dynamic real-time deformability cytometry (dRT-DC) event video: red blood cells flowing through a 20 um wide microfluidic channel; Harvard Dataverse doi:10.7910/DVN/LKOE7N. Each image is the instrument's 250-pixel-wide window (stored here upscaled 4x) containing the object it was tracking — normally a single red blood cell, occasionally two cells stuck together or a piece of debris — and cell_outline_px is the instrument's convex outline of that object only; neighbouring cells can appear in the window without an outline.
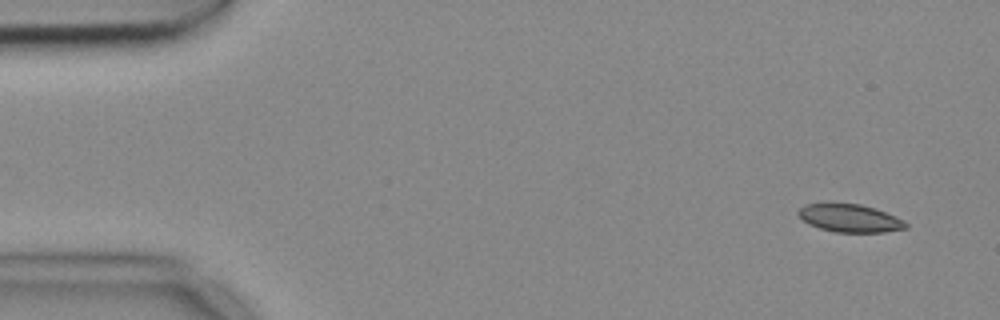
{"species": "common noctule bat (a hibernating species)", "species_latin": "Nyctalus noctula", "temperature_condition": "cold", "stored_images_in_passage": 10, "camera_frame_rate_fps": 3000, "um_per_image_px": 0.085, "animal": {"sex": "female", "body_mass_g": 18.4}, "frame": {"image": 1, "passage_image": 1, "time_ms": 0.0, "image_size_px": [1000, 320], "cell_outline_px": [[908, 228], [884, 232], [836, 232], [820, 228], [808, 224], [796, 212], [804, 204], [860, 204], [896, 216], [904, 220], [908, 224]], "centroid_in_image_um": [72.26, 18.56], "position_along_channel_um": 12.7, "area_um2": 17.22}}
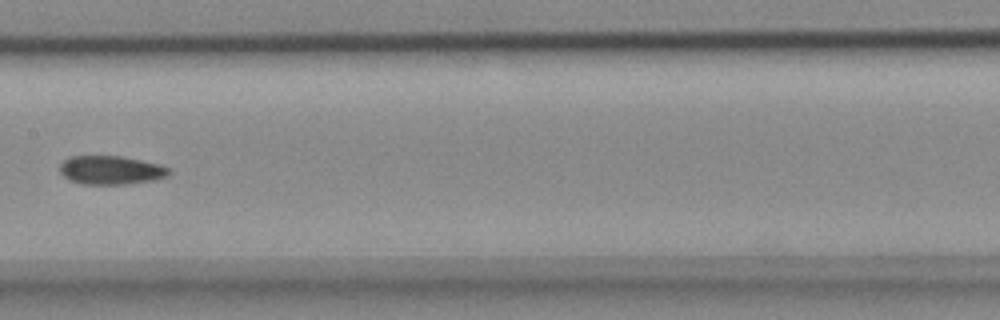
{"frame": {"image": 2, "passage_image": 7, "time_ms": 2.0, "image_size_px": [1000, 320], "cell_outline_px": [[172, 172], [168, 176], [152, 180], [124, 184], [80, 184], [64, 176], [60, 172], [60, 164], [68, 156], [120, 156], [160, 164], [168, 168]], "centroid_in_image_um": [9.42, 14.45], "position_along_channel_um": 198.0, "area_um2": 18.15}}
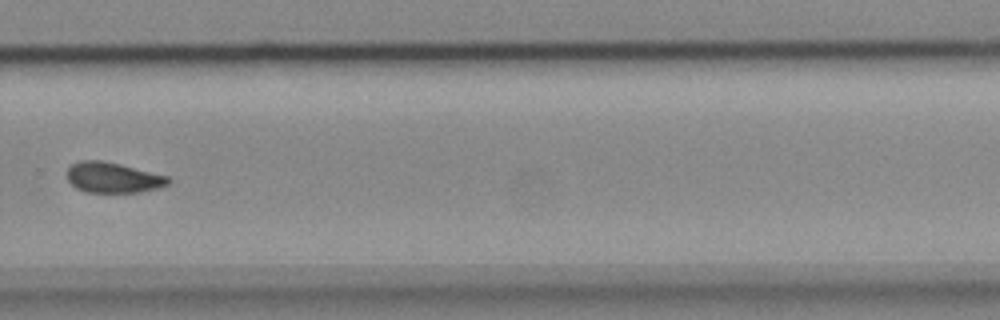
{"frame": {"image": 3, "passage_image": 10, "time_ms": 3.0, "image_size_px": [1000, 320], "cell_outline_px": [[172, 180], [168, 184], [156, 188], [140, 192], [84, 192], [76, 188], [68, 180], [68, 168], [72, 164], [80, 160], [100, 160], [120, 164], [168, 176]], "centroid_in_image_um": [9.6, 15.09], "position_along_channel_um": 320.2, "area_um2": 17.86}}